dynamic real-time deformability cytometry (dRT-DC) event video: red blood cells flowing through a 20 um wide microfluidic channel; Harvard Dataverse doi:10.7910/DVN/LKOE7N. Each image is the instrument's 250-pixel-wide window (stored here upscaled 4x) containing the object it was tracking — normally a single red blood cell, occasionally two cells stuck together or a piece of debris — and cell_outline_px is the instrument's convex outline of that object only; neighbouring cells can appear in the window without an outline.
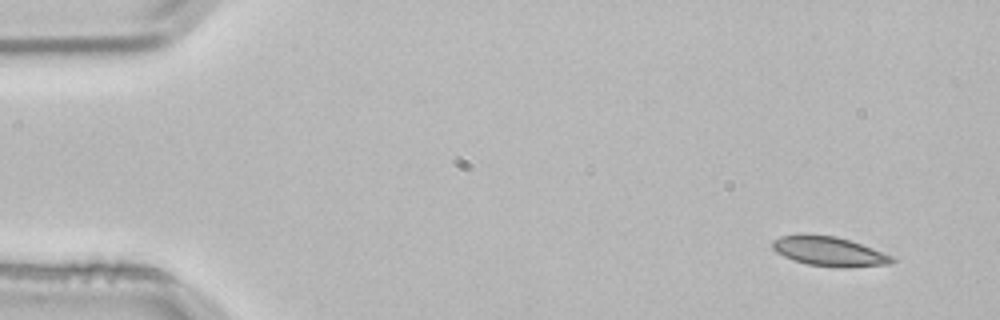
{"species": "common noctule bat (a hibernating species)", "species_latin": "Nyctalus noctula", "temperature_condition": "room temperature", "stored_images_in_passage": 3, "camera_frame_rate_fps": 3000, "um_per_image_px": 0.085, "animal": {"sex": "male", "body_mass_g": 21.5, "forearm_length_mm": 52.0}, "frame": {"image": 1, "passage_image": 1, "time_ms": 0.0, "image_size_px": [1000, 320], "cell_outline_px": [[896, 260], [892, 264], [844, 268], [836, 268], [808, 264], [784, 256], [776, 252], [772, 248], [772, 240], [780, 236], [800, 232], [836, 236], [860, 244], [892, 256]], "centroid_in_image_um": [70.43, 21.35], "position_along_channel_um": 14.6, "area_um2": 20.81}}
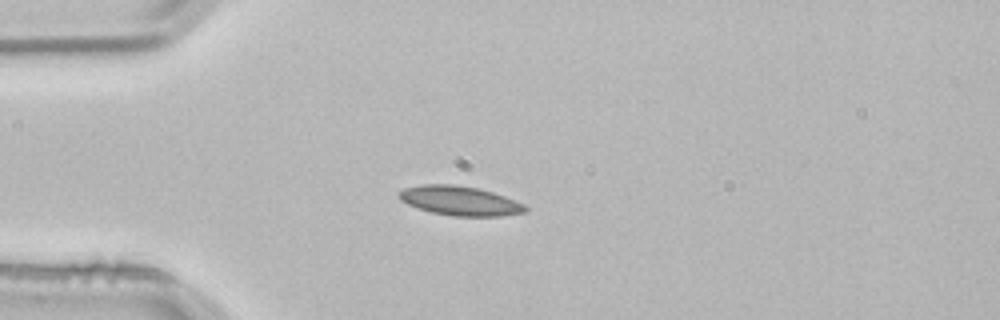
{"frame": {"image": 2, "passage_image": 3, "time_ms": 0.667, "image_size_px": [1000, 320], "cell_outline_px": [[528, 208], [524, 212], [500, 216], [452, 216], [432, 212], [416, 208], [400, 200], [400, 192], [404, 188], [420, 184], [456, 184], [476, 188], [492, 192], [504, 196], [524, 204]], "centroid_in_image_um": [39.07, 17.06], "position_along_channel_um": 45.9, "area_um2": 21.5}}